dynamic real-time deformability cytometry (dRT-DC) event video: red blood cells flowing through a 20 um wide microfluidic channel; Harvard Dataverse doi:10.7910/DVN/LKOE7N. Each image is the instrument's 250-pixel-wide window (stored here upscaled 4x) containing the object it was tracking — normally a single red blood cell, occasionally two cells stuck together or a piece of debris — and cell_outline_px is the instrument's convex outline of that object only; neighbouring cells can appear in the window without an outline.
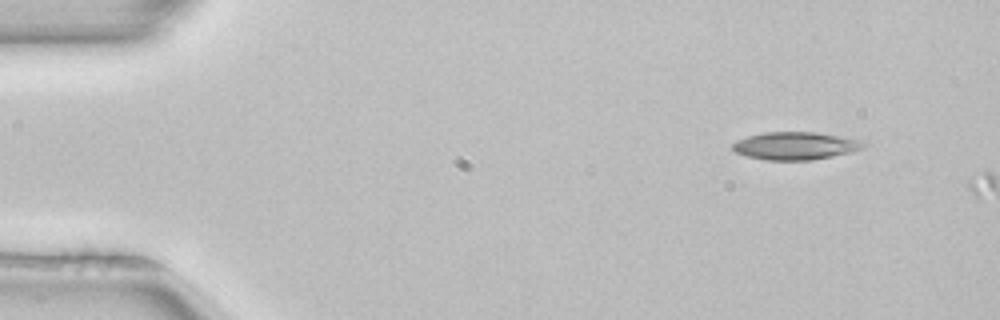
{"species": "common noctule bat (a hibernating species)", "species_latin": "Nyctalus noctula", "temperature_condition": "room temperature", "stored_images_in_passage": 2, "camera_frame_rate_fps": 3000, "um_per_image_px": 0.085, "animal": {"sex": "female", "body_mass_g": 22.7, "forearm_length_mm": 54.2}, "frame": {"image": 1, "passage_image": 1, "time_ms": 0.0, "image_size_px": [1000, 320], "cell_outline_px": [[872, 144], [864, 148], [852, 152], [812, 160], [764, 160], [748, 156], [736, 152], [732, 148], [732, 144], [736, 140], [748, 136], [764, 132], [816, 132], [840, 136], [860, 140]], "centroid_in_image_um": [67.66, 12.39], "position_along_channel_um": 17.3, "area_um2": 21.33}}